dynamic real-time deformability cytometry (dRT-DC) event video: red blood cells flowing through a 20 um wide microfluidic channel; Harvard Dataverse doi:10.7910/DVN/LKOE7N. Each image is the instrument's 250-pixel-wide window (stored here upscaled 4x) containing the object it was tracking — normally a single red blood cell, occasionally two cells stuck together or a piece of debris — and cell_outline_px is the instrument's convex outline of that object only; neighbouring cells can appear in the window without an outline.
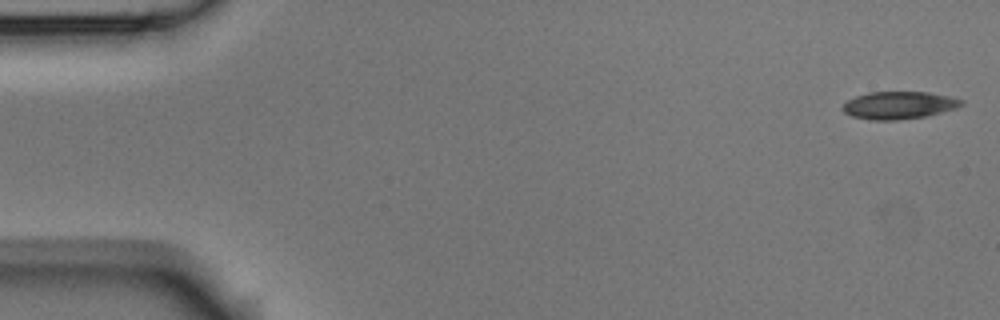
{"species": "Egyptian fruit bat (a non-hibernating species)", "species_latin": "Rousettus aegyptiacus", "temperature_condition": "room temperature", "stored_images_in_passage": 5, "camera_frame_rate_fps": 3000, "um_per_image_px": 0.085, "animal": {"sex": "male"}, "frame": {"image": 1, "passage_image": 1, "time_ms": 0.0, "image_size_px": [1000, 320], "cell_outline_px": [[964, 104], [956, 108], [928, 116], [900, 120], [872, 120], [852, 116], [844, 112], [840, 108], [848, 100], [856, 96], [868, 92], [928, 92], [948, 96], [964, 100]], "centroid_in_image_um": [76.41, 8.95], "position_along_channel_um": 8.6, "area_um2": 19.13}}
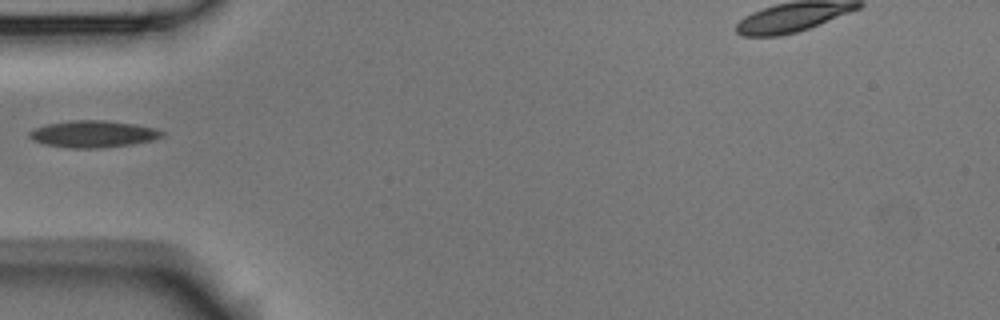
{"frame": {"image": 2, "passage_image": 5, "time_ms": 1.333, "image_size_px": [1000, 320], "cell_outline_px": [[164, 136], [152, 140], [132, 144], [100, 148], [68, 148], [44, 144], [32, 140], [28, 136], [28, 132], [36, 128], [48, 124], [72, 120], [104, 120], [136, 124], [156, 128], [164, 132]], "centroid_in_image_um": [7.93, 11.39], "position_along_channel_um": 77.1, "area_um2": 20.81}}